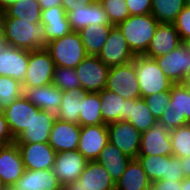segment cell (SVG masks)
I'll list each match as a JSON object with an SVG mask.
<instances>
[{"label": "cell", "instance_id": "obj_49", "mask_svg": "<svg viewBox=\"0 0 190 190\" xmlns=\"http://www.w3.org/2000/svg\"><path fill=\"white\" fill-rule=\"evenodd\" d=\"M94 1L95 0H62V7L65 11H67L70 7L80 4V2L84 4H90Z\"/></svg>", "mask_w": 190, "mask_h": 190}, {"label": "cell", "instance_id": "obj_37", "mask_svg": "<svg viewBox=\"0 0 190 190\" xmlns=\"http://www.w3.org/2000/svg\"><path fill=\"white\" fill-rule=\"evenodd\" d=\"M173 156L190 157V124L170 131Z\"/></svg>", "mask_w": 190, "mask_h": 190}, {"label": "cell", "instance_id": "obj_22", "mask_svg": "<svg viewBox=\"0 0 190 190\" xmlns=\"http://www.w3.org/2000/svg\"><path fill=\"white\" fill-rule=\"evenodd\" d=\"M25 171L22 156L16 143L0 150V178L10 189Z\"/></svg>", "mask_w": 190, "mask_h": 190}, {"label": "cell", "instance_id": "obj_33", "mask_svg": "<svg viewBox=\"0 0 190 190\" xmlns=\"http://www.w3.org/2000/svg\"><path fill=\"white\" fill-rule=\"evenodd\" d=\"M104 124L101 114V96L99 93L86 92L81 97L79 125L92 126Z\"/></svg>", "mask_w": 190, "mask_h": 190}, {"label": "cell", "instance_id": "obj_47", "mask_svg": "<svg viewBox=\"0 0 190 190\" xmlns=\"http://www.w3.org/2000/svg\"><path fill=\"white\" fill-rule=\"evenodd\" d=\"M8 41L5 36V28L2 21V12H0V55L3 54L6 47H8Z\"/></svg>", "mask_w": 190, "mask_h": 190}, {"label": "cell", "instance_id": "obj_15", "mask_svg": "<svg viewBox=\"0 0 190 190\" xmlns=\"http://www.w3.org/2000/svg\"><path fill=\"white\" fill-rule=\"evenodd\" d=\"M138 156H173L170 131L157 122L143 132Z\"/></svg>", "mask_w": 190, "mask_h": 190}, {"label": "cell", "instance_id": "obj_35", "mask_svg": "<svg viewBox=\"0 0 190 190\" xmlns=\"http://www.w3.org/2000/svg\"><path fill=\"white\" fill-rule=\"evenodd\" d=\"M41 8L38 0H21L10 5L3 13L7 17L32 21V24L41 23Z\"/></svg>", "mask_w": 190, "mask_h": 190}, {"label": "cell", "instance_id": "obj_26", "mask_svg": "<svg viewBox=\"0 0 190 190\" xmlns=\"http://www.w3.org/2000/svg\"><path fill=\"white\" fill-rule=\"evenodd\" d=\"M41 23L46 29L47 44L52 40L62 38L72 30L62 6H55L41 11Z\"/></svg>", "mask_w": 190, "mask_h": 190}, {"label": "cell", "instance_id": "obj_20", "mask_svg": "<svg viewBox=\"0 0 190 190\" xmlns=\"http://www.w3.org/2000/svg\"><path fill=\"white\" fill-rule=\"evenodd\" d=\"M182 44L174 23H159L153 38L143 54L150 58L166 55Z\"/></svg>", "mask_w": 190, "mask_h": 190}, {"label": "cell", "instance_id": "obj_31", "mask_svg": "<svg viewBox=\"0 0 190 190\" xmlns=\"http://www.w3.org/2000/svg\"><path fill=\"white\" fill-rule=\"evenodd\" d=\"M113 27L114 25H89L78 31L87 55H98Z\"/></svg>", "mask_w": 190, "mask_h": 190}, {"label": "cell", "instance_id": "obj_56", "mask_svg": "<svg viewBox=\"0 0 190 190\" xmlns=\"http://www.w3.org/2000/svg\"><path fill=\"white\" fill-rule=\"evenodd\" d=\"M185 6L190 7V0H185Z\"/></svg>", "mask_w": 190, "mask_h": 190}, {"label": "cell", "instance_id": "obj_41", "mask_svg": "<svg viewBox=\"0 0 190 190\" xmlns=\"http://www.w3.org/2000/svg\"><path fill=\"white\" fill-rule=\"evenodd\" d=\"M143 100L151 110V113L158 121L164 111L169 107L170 91H163L144 97Z\"/></svg>", "mask_w": 190, "mask_h": 190}, {"label": "cell", "instance_id": "obj_39", "mask_svg": "<svg viewBox=\"0 0 190 190\" xmlns=\"http://www.w3.org/2000/svg\"><path fill=\"white\" fill-rule=\"evenodd\" d=\"M99 2L114 26H117L130 16L125 0H99Z\"/></svg>", "mask_w": 190, "mask_h": 190}, {"label": "cell", "instance_id": "obj_3", "mask_svg": "<svg viewBox=\"0 0 190 190\" xmlns=\"http://www.w3.org/2000/svg\"><path fill=\"white\" fill-rule=\"evenodd\" d=\"M134 67L142 99L152 94L170 91L173 83L165 76L154 58L136 55Z\"/></svg>", "mask_w": 190, "mask_h": 190}, {"label": "cell", "instance_id": "obj_7", "mask_svg": "<svg viewBox=\"0 0 190 190\" xmlns=\"http://www.w3.org/2000/svg\"><path fill=\"white\" fill-rule=\"evenodd\" d=\"M55 68V63L46 48L30 51L28 69L22 82V87L37 88L51 84Z\"/></svg>", "mask_w": 190, "mask_h": 190}, {"label": "cell", "instance_id": "obj_54", "mask_svg": "<svg viewBox=\"0 0 190 190\" xmlns=\"http://www.w3.org/2000/svg\"><path fill=\"white\" fill-rule=\"evenodd\" d=\"M184 84L190 89V71L184 81Z\"/></svg>", "mask_w": 190, "mask_h": 190}, {"label": "cell", "instance_id": "obj_19", "mask_svg": "<svg viewBox=\"0 0 190 190\" xmlns=\"http://www.w3.org/2000/svg\"><path fill=\"white\" fill-rule=\"evenodd\" d=\"M80 134L81 126L79 124L55 119L48 143L56 153L77 150Z\"/></svg>", "mask_w": 190, "mask_h": 190}, {"label": "cell", "instance_id": "obj_9", "mask_svg": "<svg viewBox=\"0 0 190 190\" xmlns=\"http://www.w3.org/2000/svg\"><path fill=\"white\" fill-rule=\"evenodd\" d=\"M72 31H80L89 25H113L99 0L90 4H76L66 11Z\"/></svg>", "mask_w": 190, "mask_h": 190}, {"label": "cell", "instance_id": "obj_24", "mask_svg": "<svg viewBox=\"0 0 190 190\" xmlns=\"http://www.w3.org/2000/svg\"><path fill=\"white\" fill-rule=\"evenodd\" d=\"M23 96L40 110L56 115L62 102L63 91L51 83L37 88H23Z\"/></svg>", "mask_w": 190, "mask_h": 190}, {"label": "cell", "instance_id": "obj_30", "mask_svg": "<svg viewBox=\"0 0 190 190\" xmlns=\"http://www.w3.org/2000/svg\"><path fill=\"white\" fill-rule=\"evenodd\" d=\"M86 92L82 88L63 91L62 102L56 112V119L63 122L79 124L81 97Z\"/></svg>", "mask_w": 190, "mask_h": 190}, {"label": "cell", "instance_id": "obj_21", "mask_svg": "<svg viewBox=\"0 0 190 190\" xmlns=\"http://www.w3.org/2000/svg\"><path fill=\"white\" fill-rule=\"evenodd\" d=\"M30 50L6 47L0 55V76H7L23 82L28 69Z\"/></svg>", "mask_w": 190, "mask_h": 190}, {"label": "cell", "instance_id": "obj_17", "mask_svg": "<svg viewBox=\"0 0 190 190\" xmlns=\"http://www.w3.org/2000/svg\"><path fill=\"white\" fill-rule=\"evenodd\" d=\"M26 170L53 169L55 150L46 143H16Z\"/></svg>", "mask_w": 190, "mask_h": 190}, {"label": "cell", "instance_id": "obj_43", "mask_svg": "<svg viewBox=\"0 0 190 190\" xmlns=\"http://www.w3.org/2000/svg\"><path fill=\"white\" fill-rule=\"evenodd\" d=\"M184 178L180 158L175 156H167V169L163 180H174L175 182L182 181Z\"/></svg>", "mask_w": 190, "mask_h": 190}, {"label": "cell", "instance_id": "obj_14", "mask_svg": "<svg viewBox=\"0 0 190 190\" xmlns=\"http://www.w3.org/2000/svg\"><path fill=\"white\" fill-rule=\"evenodd\" d=\"M39 111L40 109L34 106L24 96L18 98L2 111L14 139L29 128L34 114H38Z\"/></svg>", "mask_w": 190, "mask_h": 190}, {"label": "cell", "instance_id": "obj_12", "mask_svg": "<svg viewBox=\"0 0 190 190\" xmlns=\"http://www.w3.org/2000/svg\"><path fill=\"white\" fill-rule=\"evenodd\" d=\"M115 183L107 170L97 161H88L84 171L63 190H113Z\"/></svg>", "mask_w": 190, "mask_h": 190}, {"label": "cell", "instance_id": "obj_50", "mask_svg": "<svg viewBox=\"0 0 190 190\" xmlns=\"http://www.w3.org/2000/svg\"><path fill=\"white\" fill-rule=\"evenodd\" d=\"M183 175L185 178H190V157L180 158Z\"/></svg>", "mask_w": 190, "mask_h": 190}, {"label": "cell", "instance_id": "obj_53", "mask_svg": "<svg viewBox=\"0 0 190 190\" xmlns=\"http://www.w3.org/2000/svg\"><path fill=\"white\" fill-rule=\"evenodd\" d=\"M182 45L188 50L190 53V38L182 40Z\"/></svg>", "mask_w": 190, "mask_h": 190}, {"label": "cell", "instance_id": "obj_48", "mask_svg": "<svg viewBox=\"0 0 190 190\" xmlns=\"http://www.w3.org/2000/svg\"><path fill=\"white\" fill-rule=\"evenodd\" d=\"M41 10L62 6V0H38Z\"/></svg>", "mask_w": 190, "mask_h": 190}, {"label": "cell", "instance_id": "obj_57", "mask_svg": "<svg viewBox=\"0 0 190 190\" xmlns=\"http://www.w3.org/2000/svg\"><path fill=\"white\" fill-rule=\"evenodd\" d=\"M5 145L0 141V150L4 147Z\"/></svg>", "mask_w": 190, "mask_h": 190}, {"label": "cell", "instance_id": "obj_13", "mask_svg": "<svg viewBox=\"0 0 190 190\" xmlns=\"http://www.w3.org/2000/svg\"><path fill=\"white\" fill-rule=\"evenodd\" d=\"M154 59L173 84L184 83L190 71V53L182 44L170 53Z\"/></svg>", "mask_w": 190, "mask_h": 190}, {"label": "cell", "instance_id": "obj_40", "mask_svg": "<svg viewBox=\"0 0 190 190\" xmlns=\"http://www.w3.org/2000/svg\"><path fill=\"white\" fill-rule=\"evenodd\" d=\"M52 84L62 91L81 88L80 81L74 68L56 67Z\"/></svg>", "mask_w": 190, "mask_h": 190}, {"label": "cell", "instance_id": "obj_28", "mask_svg": "<svg viewBox=\"0 0 190 190\" xmlns=\"http://www.w3.org/2000/svg\"><path fill=\"white\" fill-rule=\"evenodd\" d=\"M125 121L131 123L141 133L158 122L142 98L125 100Z\"/></svg>", "mask_w": 190, "mask_h": 190}, {"label": "cell", "instance_id": "obj_55", "mask_svg": "<svg viewBox=\"0 0 190 190\" xmlns=\"http://www.w3.org/2000/svg\"><path fill=\"white\" fill-rule=\"evenodd\" d=\"M0 190H10L0 178Z\"/></svg>", "mask_w": 190, "mask_h": 190}, {"label": "cell", "instance_id": "obj_44", "mask_svg": "<svg viewBox=\"0 0 190 190\" xmlns=\"http://www.w3.org/2000/svg\"><path fill=\"white\" fill-rule=\"evenodd\" d=\"M130 16L151 14L152 0H125Z\"/></svg>", "mask_w": 190, "mask_h": 190}, {"label": "cell", "instance_id": "obj_2", "mask_svg": "<svg viewBox=\"0 0 190 190\" xmlns=\"http://www.w3.org/2000/svg\"><path fill=\"white\" fill-rule=\"evenodd\" d=\"M159 22L151 15H132L120 22L117 28L122 32L131 51L143 55L153 38Z\"/></svg>", "mask_w": 190, "mask_h": 190}, {"label": "cell", "instance_id": "obj_25", "mask_svg": "<svg viewBox=\"0 0 190 190\" xmlns=\"http://www.w3.org/2000/svg\"><path fill=\"white\" fill-rule=\"evenodd\" d=\"M55 119L54 114L40 110L38 114H34L29 128L15 139V143L49 142L51 128Z\"/></svg>", "mask_w": 190, "mask_h": 190}, {"label": "cell", "instance_id": "obj_10", "mask_svg": "<svg viewBox=\"0 0 190 190\" xmlns=\"http://www.w3.org/2000/svg\"><path fill=\"white\" fill-rule=\"evenodd\" d=\"M109 142L130 158L139 155L142 133L127 121L107 124Z\"/></svg>", "mask_w": 190, "mask_h": 190}, {"label": "cell", "instance_id": "obj_27", "mask_svg": "<svg viewBox=\"0 0 190 190\" xmlns=\"http://www.w3.org/2000/svg\"><path fill=\"white\" fill-rule=\"evenodd\" d=\"M131 159L112 143L108 142L96 161L107 170L111 179L116 184L124 174Z\"/></svg>", "mask_w": 190, "mask_h": 190}, {"label": "cell", "instance_id": "obj_38", "mask_svg": "<svg viewBox=\"0 0 190 190\" xmlns=\"http://www.w3.org/2000/svg\"><path fill=\"white\" fill-rule=\"evenodd\" d=\"M137 158L151 183L162 180L166 175L167 156H138Z\"/></svg>", "mask_w": 190, "mask_h": 190}, {"label": "cell", "instance_id": "obj_36", "mask_svg": "<svg viewBox=\"0 0 190 190\" xmlns=\"http://www.w3.org/2000/svg\"><path fill=\"white\" fill-rule=\"evenodd\" d=\"M23 96L22 83L7 76H0V111Z\"/></svg>", "mask_w": 190, "mask_h": 190}, {"label": "cell", "instance_id": "obj_11", "mask_svg": "<svg viewBox=\"0 0 190 190\" xmlns=\"http://www.w3.org/2000/svg\"><path fill=\"white\" fill-rule=\"evenodd\" d=\"M135 56L117 26L112 28L106 43L97 55V57L109 67L131 62Z\"/></svg>", "mask_w": 190, "mask_h": 190}, {"label": "cell", "instance_id": "obj_5", "mask_svg": "<svg viewBox=\"0 0 190 190\" xmlns=\"http://www.w3.org/2000/svg\"><path fill=\"white\" fill-rule=\"evenodd\" d=\"M158 122L169 131L190 124V89L184 83L172 85L169 107Z\"/></svg>", "mask_w": 190, "mask_h": 190}, {"label": "cell", "instance_id": "obj_6", "mask_svg": "<svg viewBox=\"0 0 190 190\" xmlns=\"http://www.w3.org/2000/svg\"><path fill=\"white\" fill-rule=\"evenodd\" d=\"M105 88L118 94L124 100L141 99L134 60L110 67Z\"/></svg>", "mask_w": 190, "mask_h": 190}, {"label": "cell", "instance_id": "obj_23", "mask_svg": "<svg viewBox=\"0 0 190 190\" xmlns=\"http://www.w3.org/2000/svg\"><path fill=\"white\" fill-rule=\"evenodd\" d=\"M10 190H63L53 169L26 170Z\"/></svg>", "mask_w": 190, "mask_h": 190}, {"label": "cell", "instance_id": "obj_52", "mask_svg": "<svg viewBox=\"0 0 190 190\" xmlns=\"http://www.w3.org/2000/svg\"><path fill=\"white\" fill-rule=\"evenodd\" d=\"M182 190H190V178H184L181 182Z\"/></svg>", "mask_w": 190, "mask_h": 190}, {"label": "cell", "instance_id": "obj_29", "mask_svg": "<svg viewBox=\"0 0 190 190\" xmlns=\"http://www.w3.org/2000/svg\"><path fill=\"white\" fill-rule=\"evenodd\" d=\"M151 181L138 158L129 161L124 174L115 184L117 190H150Z\"/></svg>", "mask_w": 190, "mask_h": 190}, {"label": "cell", "instance_id": "obj_16", "mask_svg": "<svg viewBox=\"0 0 190 190\" xmlns=\"http://www.w3.org/2000/svg\"><path fill=\"white\" fill-rule=\"evenodd\" d=\"M87 162L88 160L78 150L58 152L53 171L62 187L78 180Z\"/></svg>", "mask_w": 190, "mask_h": 190}, {"label": "cell", "instance_id": "obj_51", "mask_svg": "<svg viewBox=\"0 0 190 190\" xmlns=\"http://www.w3.org/2000/svg\"><path fill=\"white\" fill-rule=\"evenodd\" d=\"M18 1L21 0H0V12H3L10 5L17 3Z\"/></svg>", "mask_w": 190, "mask_h": 190}, {"label": "cell", "instance_id": "obj_1", "mask_svg": "<svg viewBox=\"0 0 190 190\" xmlns=\"http://www.w3.org/2000/svg\"><path fill=\"white\" fill-rule=\"evenodd\" d=\"M2 21L10 46L30 51L47 46L46 29L42 23L32 24V21L7 17L3 12Z\"/></svg>", "mask_w": 190, "mask_h": 190}, {"label": "cell", "instance_id": "obj_32", "mask_svg": "<svg viewBox=\"0 0 190 190\" xmlns=\"http://www.w3.org/2000/svg\"><path fill=\"white\" fill-rule=\"evenodd\" d=\"M101 96V114L104 124L125 121V100L114 92L104 88Z\"/></svg>", "mask_w": 190, "mask_h": 190}, {"label": "cell", "instance_id": "obj_8", "mask_svg": "<svg viewBox=\"0 0 190 190\" xmlns=\"http://www.w3.org/2000/svg\"><path fill=\"white\" fill-rule=\"evenodd\" d=\"M109 69L97 56L88 55L75 72L85 92L99 93L106 87Z\"/></svg>", "mask_w": 190, "mask_h": 190}, {"label": "cell", "instance_id": "obj_45", "mask_svg": "<svg viewBox=\"0 0 190 190\" xmlns=\"http://www.w3.org/2000/svg\"><path fill=\"white\" fill-rule=\"evenodd\" d=\"M0 141L5 146L15 143V139L11 135L7 121L2 111H0Z\"/></svg>", "mask_w": 190, "mask_h": 190}, {"label": "cell", "instance_id": "obj_42", "mask_svg": "<svg viewBox=\"0 0 190 190\" xmlns=\"http://www.w3.org/2000/svg\"><path fill=\"white\" fill-rule=\"evenodd\" d=\"M180 40L190 38V7L185 6L174 22Z\"/></svg>", "mask_w": 190, "mask_h": 190}, {"label": "cell", "instance_id": "obj_46", "mask_svg": "<svg viewBox=\"0 0 190 190\" xmlns=\"http://www.w3.org/2000/svg\"><path fill=\"white\" fill-rule=\"evenodd\" d=\"M182 181L157 180L151 183L150 190H182Z\"/></svg>", "mask_w": 190, "mask_h": 190}, {"label": "cell", "instance_id": "obj_4", "mask_svg": "<svg viewBox=\"0 0 190 190\" xmlns=\"http://www.w3.org/2000/svg\"><path fill=\"white\" fill-rule=\"evenodd\" d=\"M45 48L50 53L56 67L75 69L88 56L80 34L76 31L52 40Z\"/></svg>", "mask_w": 190, "mask_h": 190}, {"label": "cell", "instance_id": "obj_18", "mask_svg": "<svg viewBox=\"0 0 190 190\" xmlns=\"http://www.w3.org/2000/svg\"><path fill=\"white\" fill-rule=\"evenodd\" d=\"M108 142L107 124L83 126L77 150L88 161H96Z\"/></svg>", "mask_w": 190, "mask_h": 190}, {"label": "cell", "instance_id": "obj_34", "mask_svg": "<svg viewBox=\"0 0 190 190\" xmlns=\"http://www.w3.org/2000/svg\"><path fill=\"white\" fill-rule=\"evenodd\" d=\"M185 7V0H152L151 15L159 23H174Z\"/></svg>", "mask_w": 190, "mask_h": 190}]
</instances>
